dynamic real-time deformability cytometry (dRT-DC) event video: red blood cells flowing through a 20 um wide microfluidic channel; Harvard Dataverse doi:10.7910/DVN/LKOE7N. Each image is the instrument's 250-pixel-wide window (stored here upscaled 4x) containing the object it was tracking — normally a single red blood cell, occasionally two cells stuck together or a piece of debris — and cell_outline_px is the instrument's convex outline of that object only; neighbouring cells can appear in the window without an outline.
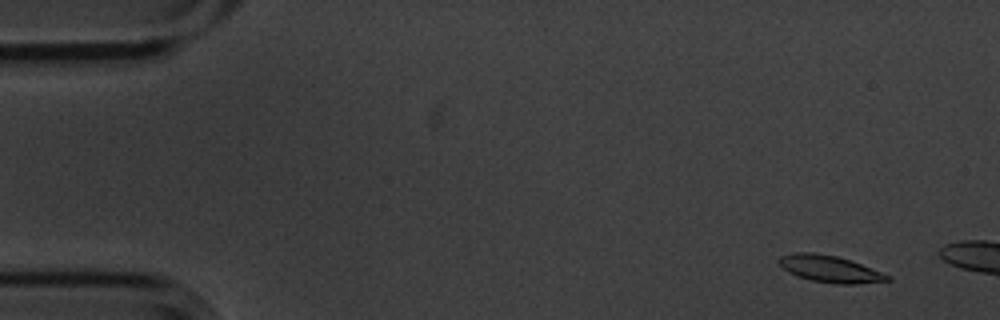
{"species": "common noctule bat (a hibernating species)", "species_latin": "Nyctalus noctula", "temperature_condition": "cold", "stored_images_in_passage": 10, "camera_frame_rate_fps": 3000, "um_per_image_px": 0.085, "animal": {"sex": "male", "body_mass_g": 20.1, "forearm_length_mm": 53.5}, "frame": {"image": 1, "passage_image": 4, "time_ms": 1.0, "image_size_px": [1000, 320], "cell_outline_px": [[892, 280], [856, 284], [836, 284], [812, 280], [788, 272], [776, 260], [780, 256], [796, 252], [812, 252], [836, 256], [860, 264], [892, 276]], "centroid_in_image_um": [70.54, 22.86], "position_along_channel_um": 14.5, "area_um2": 16.7}}